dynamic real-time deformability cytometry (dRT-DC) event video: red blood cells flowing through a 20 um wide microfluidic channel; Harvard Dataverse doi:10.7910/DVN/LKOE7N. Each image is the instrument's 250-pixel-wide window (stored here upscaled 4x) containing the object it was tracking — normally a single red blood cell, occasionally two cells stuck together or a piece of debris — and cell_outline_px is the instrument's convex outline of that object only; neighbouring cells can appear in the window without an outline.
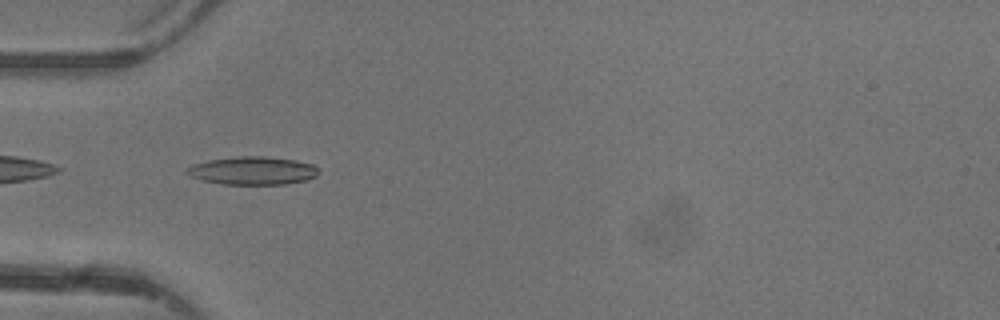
{"species": "common noctule bat (a hibernating species)", "species_latin": "Nyctalus noctula", "temperature_condition": "warm", "stored_images_in_passage": 34, "camera_frame_rate_fps": 3000, "um_per_image_px": 0.085, "animal": {"sex": "female"}, "frame": {"image": 1, "passage_image": 2, "time_ms": 0.333, "image_size_px": [1000, 320], "cell_outline_px": [[320, 172], [316, 176], [304, 180], [284, 184], [220, 184], [200, 180], [184, 172], [184, 168], [192, 164], [208, 160], [236, 156], [264, 156], [296, 160], [312, 164], [320, 168]], "centroid_in_image_um": [21.44, 14.5], "position_along_channel_um": 63.6, "area_um2": 21.79}}
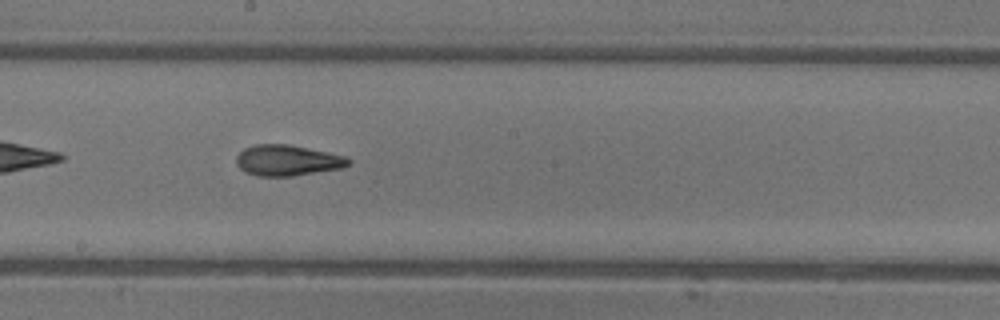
{"frame": {"image": 2, "passage_image": 13, "time_ms": 4.0, "image_size_px": [1000, 320], "cell_outline_px": [[352, 164], [344, 168], [292, 176], [256, 176], [244, 172], [236, 164], [236, 156], [244, 148], [256, 144], [288, 144], [348, 156], [352, 160]], "centroid_in_image_um": [24.47, 13.64], "position_along_channel_um": 223.7, "area_um2": 20.46}}
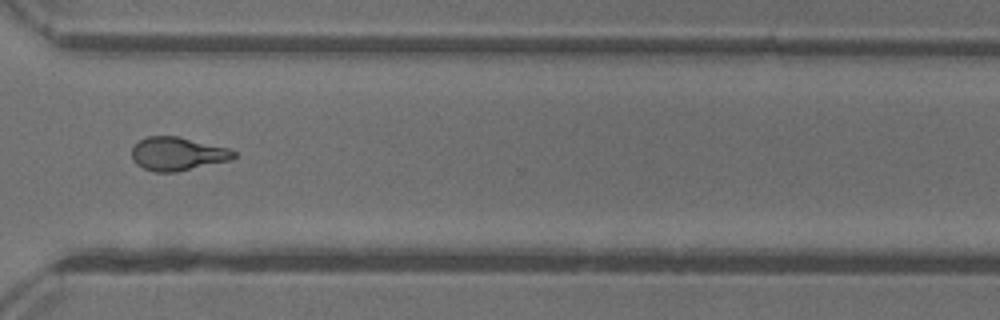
{"frame": {"image": 3, "passage_image": 22, "time_ms": 7.0, "image_size_px": [1000, 320], "cell_outline_px": [[236, 156], [228, 160], [176, 172], [156, 172], [144, 168], [136, 164], [132, 160], [132, 148], [140, 140], [148, 136], [176, 136], [228, 148], [236, 152]], "centroid_in_image_um": [15.05, 13.07], "position_along_channel_um": 355.5, "area_um2": 19.54}, "authors_computed_cell_mechanics": {"area_um2": 19.9121, "velocity_mm_per_s": 4.4033, "shape_relaxation_time_tau1_ms": 8.3425, "shape_relaxation_time_tau2_ms": 1.855, "deformation_change_tau1": 0.2738, "deformation_change_tau2": 0.1027}}